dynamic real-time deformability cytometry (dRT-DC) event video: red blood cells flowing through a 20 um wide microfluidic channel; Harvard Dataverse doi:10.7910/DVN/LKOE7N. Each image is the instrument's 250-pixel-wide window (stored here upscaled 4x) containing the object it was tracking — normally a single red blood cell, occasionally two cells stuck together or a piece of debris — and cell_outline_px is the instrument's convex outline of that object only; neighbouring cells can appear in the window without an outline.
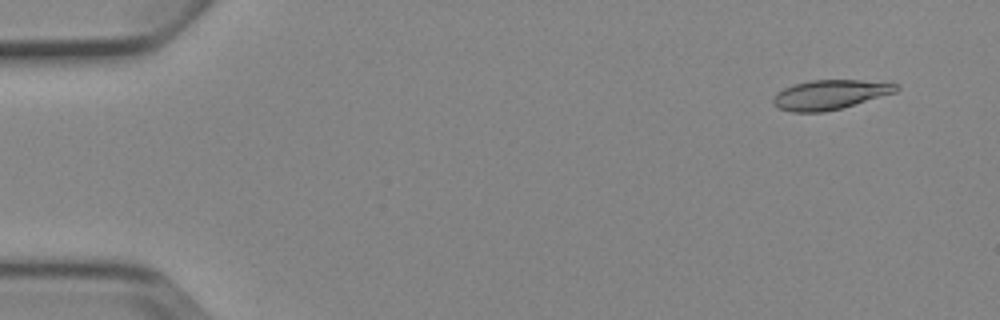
{"species": "Egyptian fruit bat (a non-hibernating species)", "species_latin": "Rousettus aegyptiacus", "temperature_condition": "cold", "stored_images_in_passage": 6, "camera_frame_rate_fps": 3000, "um_per_image_px": 0.085, "animal": {"sex": "female"}, "frame": {"image": 1, "passage_image": 1, "time_ms": 0.0, "image_size_px": [1000, 320], "cell_outline_px": [[900, 88], [896, 92], [840, 108], [824, 112], [792, 112], [780, 108], [772, 104], [772, 100], [776, 92], [784, 88], [796, 84], [812, 80], [860, 80], [900, 84]], "centroid_in_image_um": [70.53, 8.04], "position_along_channel_um": 14.5, "area_um2": 20.98}}
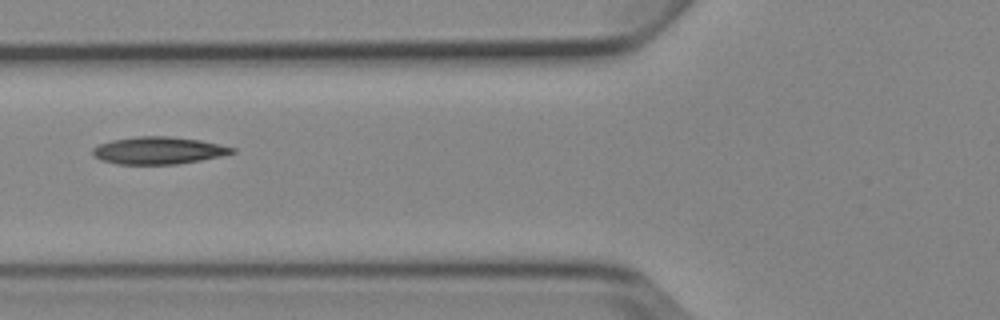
{"frame": {"image": 2, "passage_image": 5, "time_ms": 5.667, "image_size_px": [1000, 320], "cell_outline_px": [[236, 152], [220, 156], [200, 160], [176, 164], [116, 164], [100, 160], [92, 152], [92, 148], [100, 144], [112, 140], [136, 136], [168, 136], [200, 140], [236, 148]], "centroid_in_image_um": [13.46, 12.79], "position_along_channel_um": 112.3, "area_um2": 22.08}}
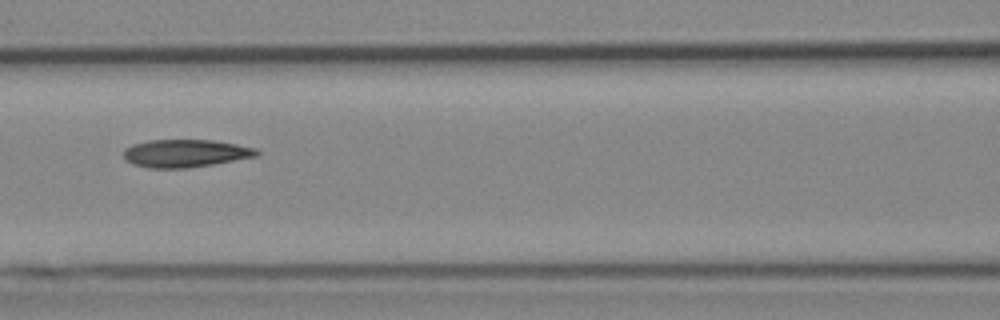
{"frame": {"image": 3, "passage_image": 6, "time_ms": 6.667, "image_size_px": [1000, 320], "cell_outline_px": [[260, 152], [256, 156], [212, 164], [188, 168], [148, 168], [132, 164], [124, 160], [124, 148], [132, 144], [148, 140], [212, 140], [236, 144], [256, 148]], "centroid_in_image_um": [15.7, 13.03], "position_along_channel_um": 150.9, "area_um2": 21.56}}